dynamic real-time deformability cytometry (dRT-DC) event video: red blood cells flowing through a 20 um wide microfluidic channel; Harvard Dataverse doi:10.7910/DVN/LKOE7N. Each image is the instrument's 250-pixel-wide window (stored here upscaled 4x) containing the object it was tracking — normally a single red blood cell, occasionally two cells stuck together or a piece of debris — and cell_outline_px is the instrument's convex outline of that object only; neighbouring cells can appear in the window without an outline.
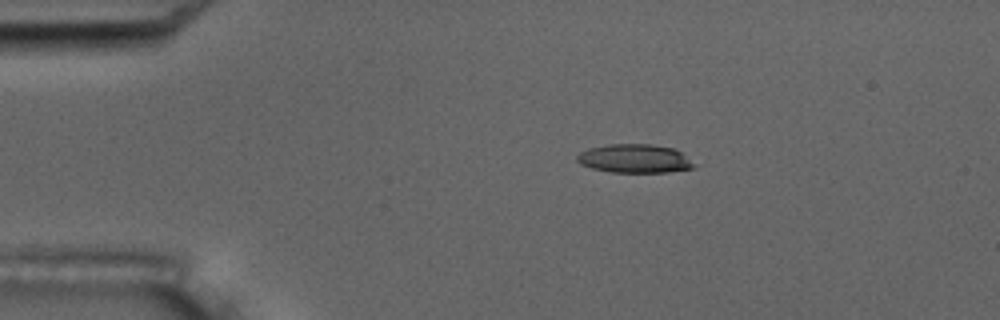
{"species": "common noctule bat (a hibernating species)", "species_latin": "Nyctalus noctula", "temperature_condition": "room temperature", "stored_images_in_passage": 6, "camera_frame_rate_fps": 3000, "um_per_image_px": 0.085, "animal": {"sex": "male", "body_mass_g": 17.5, "forearm_length_mm": 52.3}, "frame": {"image": 1, "passage_image": 3, "time_ms": 3.333, "image_size_px": [1000, 320], "cell_outline_px": [[700, 164], [696, 168], [668, 172], [612, 172], [592, 168], [580, 164], [576, 160], [576, 156], [580, 152], [588, 148], [608, 144], [648, 144], [672, 148], [680, 152]], "centroid_in_image_um": [53.99, 13.48], "position_along_channel_um": 31.0, "area_um2": 19.77}}